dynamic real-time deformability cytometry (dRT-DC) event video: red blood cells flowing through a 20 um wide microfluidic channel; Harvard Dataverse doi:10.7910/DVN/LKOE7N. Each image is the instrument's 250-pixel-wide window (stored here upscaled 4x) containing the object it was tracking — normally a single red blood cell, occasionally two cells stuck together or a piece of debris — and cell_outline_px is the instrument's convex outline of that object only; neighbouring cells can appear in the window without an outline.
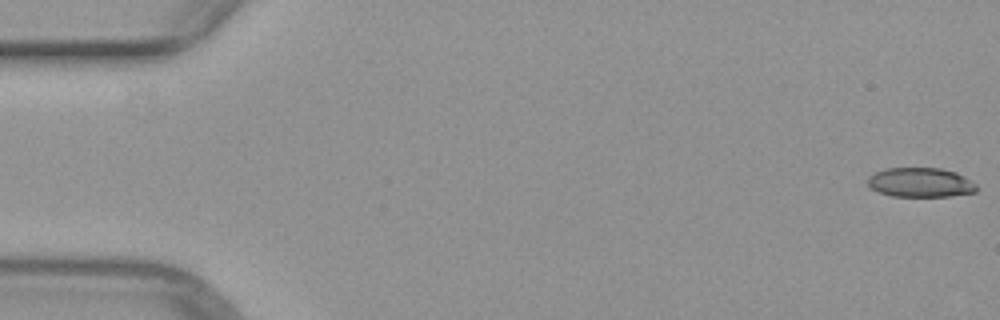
{"species": "common noctule bat (a hibernating species)", "species_latin": "Nyctalus noctula", "temperature_condition": "warm", "stored_images_in_passage": 51, "camera_frame_rate_fps": 3000, "um_per_image_px": 0.085, "animal": {"sex": "female", "body_mass_g": 29.2, "forearm_length_mm": 56.3}, "frame": {"image": 1, "passage_image": 1, "time_ms": 0.0, "image_size_px": [1000, 320], "cell_outline_px": [[976, 192], [952, 196], [892, 196], [868, 188], [868, 176], [884, 168], [940, 168], [956, 172], [964, 176], [976, 184]], "centroid_in_image_um": [78.22, 15.51], "position_along_channel_um": 6.8, "area_um2": 18.73}}
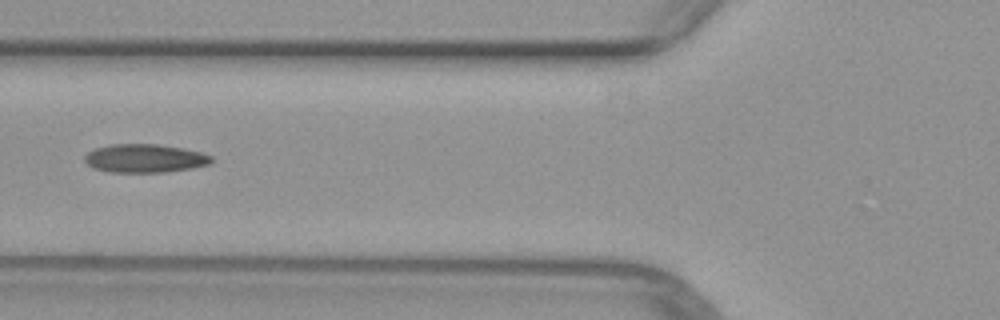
{"frame": {"image": 2, "passage_image": 20, "time_ms": 6.333, "image_size_px": [1000, 320], "cell_outline_px": [[212, 160], [208, 164], [192, 168], [164, 172], [108, 172], [92, 168], [84, 160], [84, 156], [88, 152], [96, 148], [108, 144], [156, 144], [184, 148], [200, 152], [212, 156]], "centroid_in_image_um": [12.27, 13.46], "position_along_channel_um": 113.5, "area_um2": 21.04}}
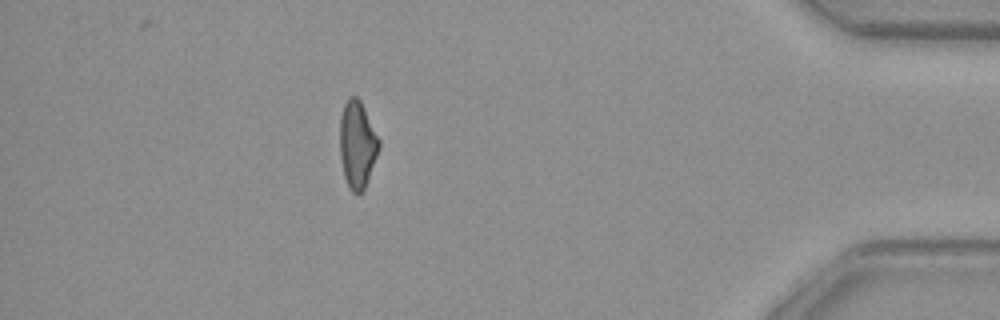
{"frame": {"image": 3, "passage_image": 45, "time_ms": 14.667, "image_size_px": [1000, 320], "cell_outline_px": [[380, 148], [364, 188], [360, 192], [352, 192], [348, 188], [344, 176], [340, 156], [340, 116], [344, 104], [348, 96], [356, 96], [360, 100], [380, 140]], "centroid_in_image_um": [30.36, 12.26], "position_along_channel_um": 404.8, "area_um2": 19.77}}